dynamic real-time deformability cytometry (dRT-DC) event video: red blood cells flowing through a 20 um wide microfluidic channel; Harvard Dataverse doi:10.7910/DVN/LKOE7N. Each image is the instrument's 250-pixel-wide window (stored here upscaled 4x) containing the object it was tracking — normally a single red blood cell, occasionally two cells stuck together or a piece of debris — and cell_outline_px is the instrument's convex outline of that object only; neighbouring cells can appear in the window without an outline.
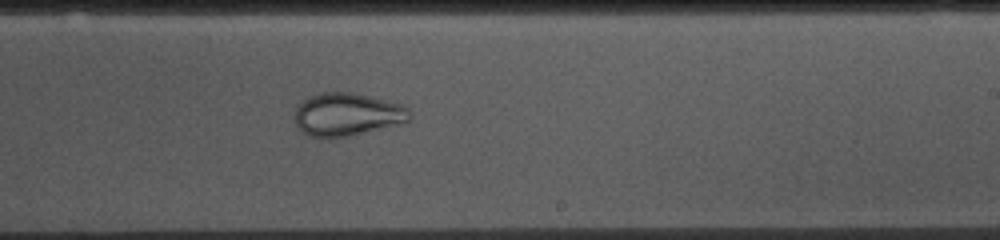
{"species": "common noctule bat (a hibernating species)", "species_latin": "Nyctalus noctula", "temperature_condition": "cold", "stored_images_in_passage": 54, "camera_frame_rate_fps": 3000, "um_per_image_px": 0.085, "animal": {"sex": "female", "body_mass_g": 10.0, "forearm_length_mm": 53.1}, "frame": {"image": 1, "passage_image": 31, "time_ms": 10.0, "image_size_px": [1000, 240], "cell_outline_px": [[412, 116], [408, 124], [352, 136], [308, 136], [300, 132], [296, 124], [296, 108], [308, 96], [320, 92], [352, 92], [400, 104], [408, 108], [412, 112]], "centroid_in_image_um": [29.59, 9.74], "position_along_channel_um": 259.4, "area_um2": 29.19}}
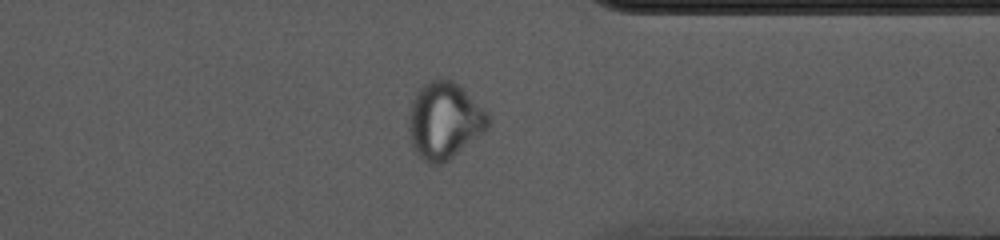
{"frame": {"image": 2, "passage_image": 41, "time_ms": 13.333, "image_size_px": [1000, 240], "cell_outline_px": [[488, 128], [480, 136], [444, 164], [428, 164], [416, 156], [408, 132], [408, 120], [412, 100], [416, 92], [428, 80], [440, 76], [444, 76], [460, 84], [488, 112]], "centroid_in_image_um": [37.76, 10.24], "position_along_channel_um": 373.6, "area_um2": 36.36}}
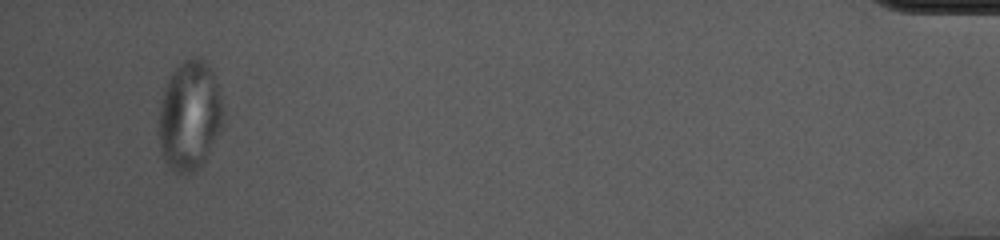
{"frame": {"image": 3, "passage_image": 51, "time_ms": 16.667, "image_size_px": [1000, 240], "cell_outline_px": [[224, 120], [200, 168], [192, 172], [176, 172], [168, 164], [160, 148], [160, 104], [164, 88], [172, 72], [184, 60], [192, 56], [196, 56], [204, 60], [212, 68], [216, 80], [224, 112]], "centroid_in_image_um": [16.14, 9.77], "position_along_channel_um": 419.1, "area_um2": 40.58}}